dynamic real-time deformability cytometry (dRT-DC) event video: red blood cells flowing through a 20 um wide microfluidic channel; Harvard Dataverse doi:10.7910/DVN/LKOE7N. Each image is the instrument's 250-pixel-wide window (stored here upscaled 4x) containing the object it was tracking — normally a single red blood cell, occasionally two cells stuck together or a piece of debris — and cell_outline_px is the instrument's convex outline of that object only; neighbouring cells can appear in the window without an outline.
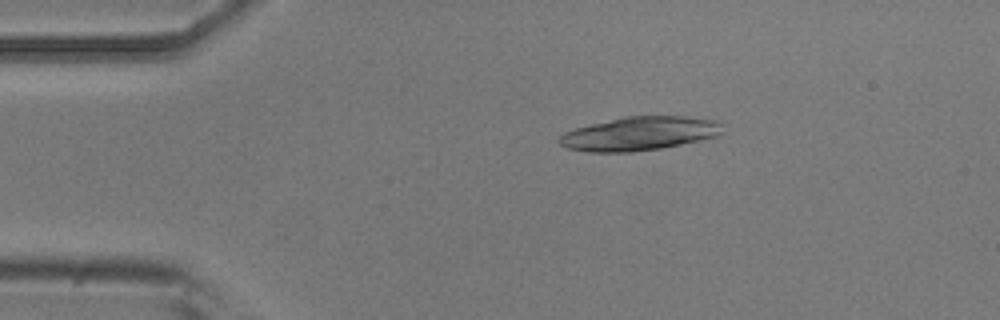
{"species": "common noctule bat (a hibernating species)", "species_latin": "Nyctalus noctula", "temperature_condition": "room temperature", "stored_images_in_passage": 9, "camera_frame_rate_fps": 3000, "um_per_image_px": 0.085, "animal": {"sex": "male", "body_mass_g": 20.5, "forearm_length_mm": 52.5}, "frame": {"image": 1, "passage_image": 3, "time_ms": 2.333, "image_size_px": [1000, 320], "cell_outline_px": [[724, 132], [720, 136], [660, 148], [632, 152], [588, 152], [568, 148], [560, 144], [556, 140], [564, 132], [576, 128], [624, 116], [684, 116], [720, 120]], "centroid_in_image_um": [54.4, 11.35], "position_along_channel_um": 30.6, "area_um2": 32.25}}